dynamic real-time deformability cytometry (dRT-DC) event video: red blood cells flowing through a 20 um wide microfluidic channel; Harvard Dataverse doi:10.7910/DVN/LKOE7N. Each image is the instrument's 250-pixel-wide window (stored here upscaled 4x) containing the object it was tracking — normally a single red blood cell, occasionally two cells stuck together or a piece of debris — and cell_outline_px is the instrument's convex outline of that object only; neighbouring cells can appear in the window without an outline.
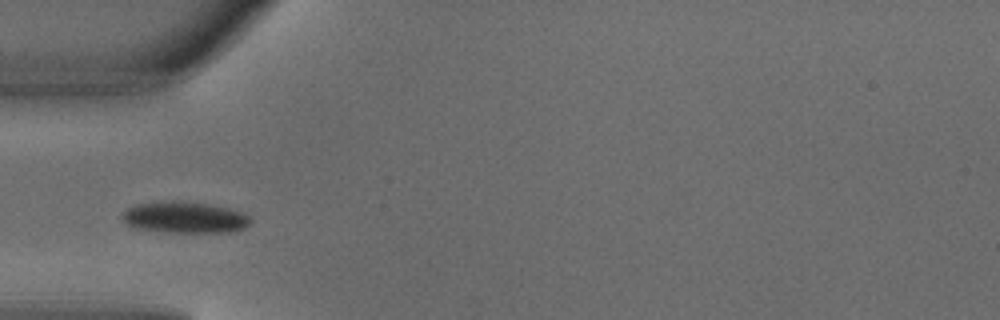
{"species": "common noctule bat (a hibernating species)", "species_latin": "Nyctalus noctula", "temperature_condition": "warm", "stored_images_in_passage": 6, "camera_frame_rate_fps": 3000, "um_per_image_px": 0.085, "animal": {"sex": "male", "body_mass_g": 18.8}, "frame": {"image": 1, "passage_image": 5, "time_ms": 1.333, "image_size_px": [1000, 320], "cell_outline_px": [[252, 220], [244, 228], [236, 232], [164, 232], [136, 228], [124, 224], [120, 216], [128, 208], [136, 204], [208, 204], [228, 208], [240, 212], [248, 216]], "centroid_in_image_um": [15.71, 18.54], "position_along_channel_um": 69.3, "area_um2": 22.48}}
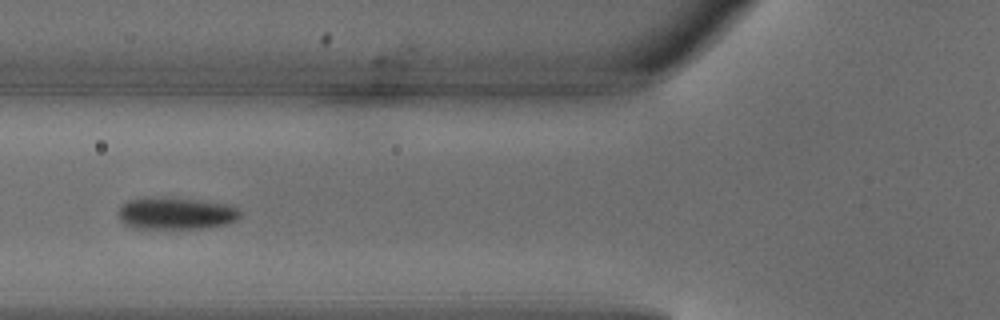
{"frame": {"image": 2, "passage_image": 6, "time_ms": 1.667, "image_size_px": [1000, 320], "cell_outline_px": [[240, 216], [236, 220], [228, 224], [208, 228], [132, 228], [124, 224], [120, 220], [120, 204], [128, 200], [148, 196], [164, 196], [228, 204], [236, 208], [240, 212]], "centroid_in_image_um": [14.93, 18.12], "position_along_channel_um": 110.9, "area_um2": 23.06}}